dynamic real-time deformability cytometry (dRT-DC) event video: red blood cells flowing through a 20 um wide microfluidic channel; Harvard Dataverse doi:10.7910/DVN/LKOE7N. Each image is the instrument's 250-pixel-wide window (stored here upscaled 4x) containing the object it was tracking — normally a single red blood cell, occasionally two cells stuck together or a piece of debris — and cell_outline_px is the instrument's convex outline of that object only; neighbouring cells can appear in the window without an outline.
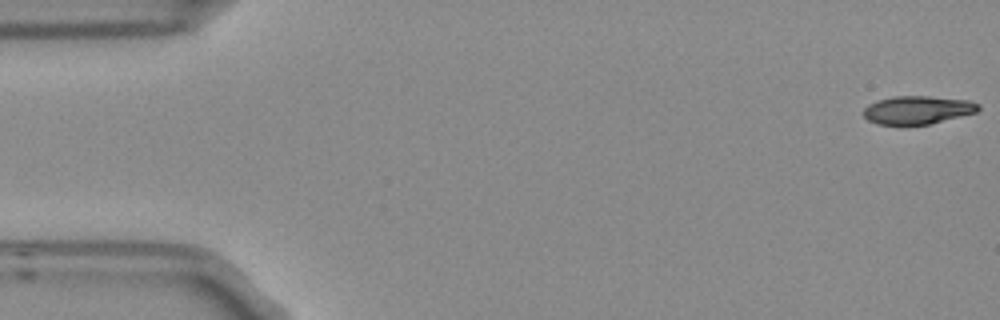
{"species": "Egyptian fruit bat (a non-hibernating species)", "species_latin": "Rousettus aegyptiacus", "temperature_condition": "room temperature", "stored_images_in_passage": 5, "camera_frame_rate_fps": 3000, "um_per_image_px": 0.085, "frame": {"image": 1, "passage_image": 1, "time_ms": 0.0, "image_size_px": [1000, 320], "cell_outline_px": [[980, 108], [976, 112], [928, 124], [900, 128], [876, 124], [868, 120], [860, 112], [868, 104], [880, 100], [896, 96], [928, 96], [968, 100], [980, 104]], "centroid_in_image_um": [77.91, 9.39], "position_along_channel_um": 7.1, "area_um2": 19.42}}
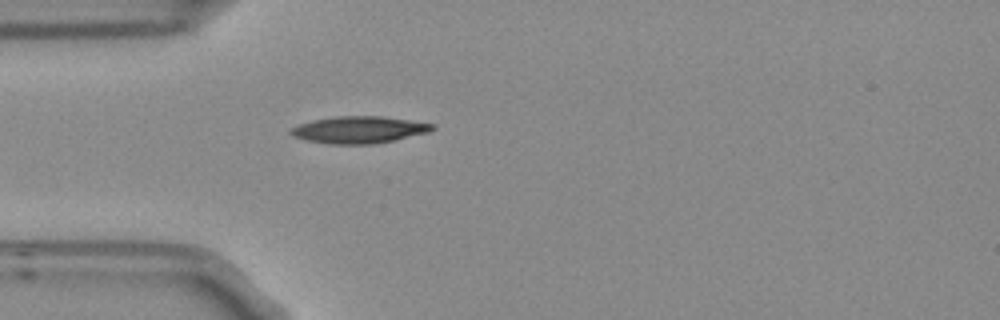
{"frame": {"image": 2, "passage_image": 5, "time_ms": 1.333, "image_size_px": [1000, 320], "cell_outline_px": [[436, 128], [428, 132], [392, 140], [372, 144], [332, 144], [308, 140], [292, 136], [288, 132], [292, 128], [300, 124], [312, 120], [332, 116], [380, 116], [436, 124]], "centroid_in_image_um": [30.5, 11.02], "position_along_channel_um": 54.5, "area_um2": 22.02}}